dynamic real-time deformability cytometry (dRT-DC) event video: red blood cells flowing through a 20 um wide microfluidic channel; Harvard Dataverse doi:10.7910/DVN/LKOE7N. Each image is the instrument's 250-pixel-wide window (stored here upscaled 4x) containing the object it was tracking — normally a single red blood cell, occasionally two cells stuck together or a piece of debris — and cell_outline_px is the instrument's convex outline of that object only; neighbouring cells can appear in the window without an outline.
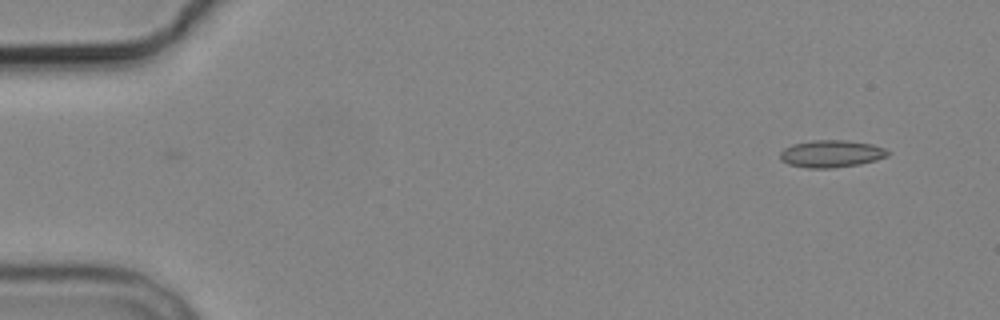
{"species": "common noctule bat (a hibernating species)", "species_latin": "Nyctalus noctula", "temperature_condition": "cold", "stored_images_in_passage": 7, "camera_frame_rate_fps": 3000, "um_per_image_px": 0.085, "animal": {"sex": "male", "body_mass_g": 19.2, "forearm_length_mm": 51.8}, "frame": {"image": 1, "passage_image": 1, "time_ms": 0.0, "image_size_px": [1000, 320], "cell_outline_px": [[888, 156], [876, 160], [860, 164], [832, 168], [808, 168], [788, 164], [780, 160], [780, 152], [784, 148], [792, 144], [812, 140], [844, 140], [872, 144], [884, 148], [888, 152]], "centroid_in_image_um": [70.63, 13.07], "position_along_channel_um": 14.4, "area_um2": 17.11}}
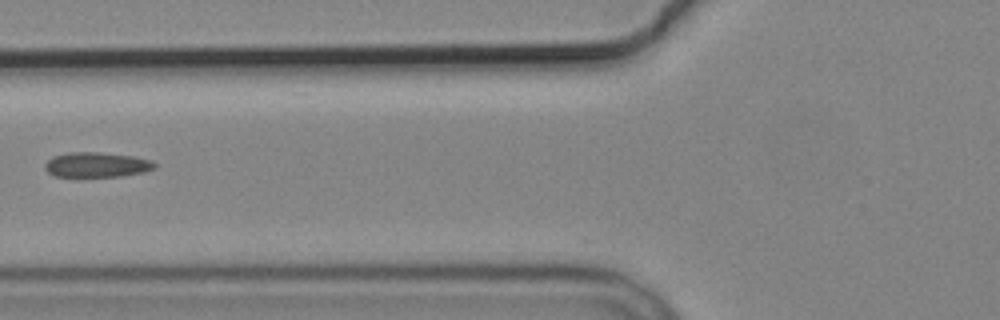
{"frame": {"image": 2, "passage_image": 6, "time_ms": 6.0, "image_size_px": [1000, 320], "cell_outline_px": [[156, 168], [144, 172], [120, 176], [56, 176], [48, 172], [44, 168], [44, 164], [52, 156], [68, 152], [96, 152], [132, 156], [152, 160], [156, 164]], "centroid_in_image_um": [8.22, 13.99], "position_along_channel_um": 117.6, "area_um2": 15.9}}
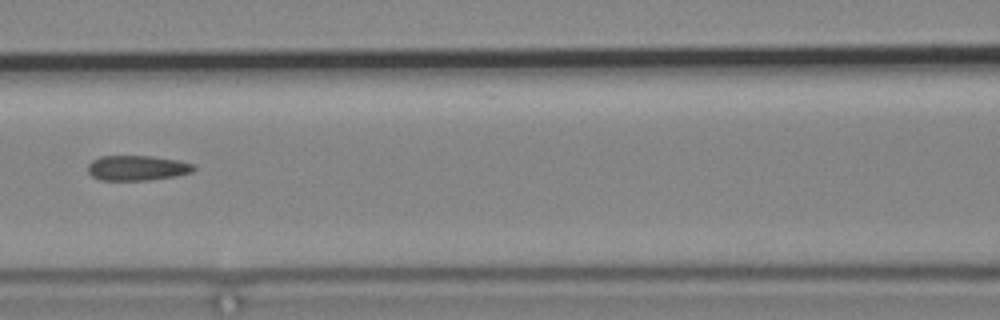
{"frame": {"image": 3, "passage_image": 7, "time_ms": 7.0, "image_size_px": [1000, 320], "cell_outline_px": [[196, 168], [192, 172], [176, 176], [148, 180], [100, 180], [92, 176], [88, 172], [88, 164], [92, 160], [100, 156], [152, 156], [180, 160], [192, 164]], "centroid_in_image_um": [11.66, 14.27], "position_along_channel_um": 154.9, "area_um2": 15.55}}